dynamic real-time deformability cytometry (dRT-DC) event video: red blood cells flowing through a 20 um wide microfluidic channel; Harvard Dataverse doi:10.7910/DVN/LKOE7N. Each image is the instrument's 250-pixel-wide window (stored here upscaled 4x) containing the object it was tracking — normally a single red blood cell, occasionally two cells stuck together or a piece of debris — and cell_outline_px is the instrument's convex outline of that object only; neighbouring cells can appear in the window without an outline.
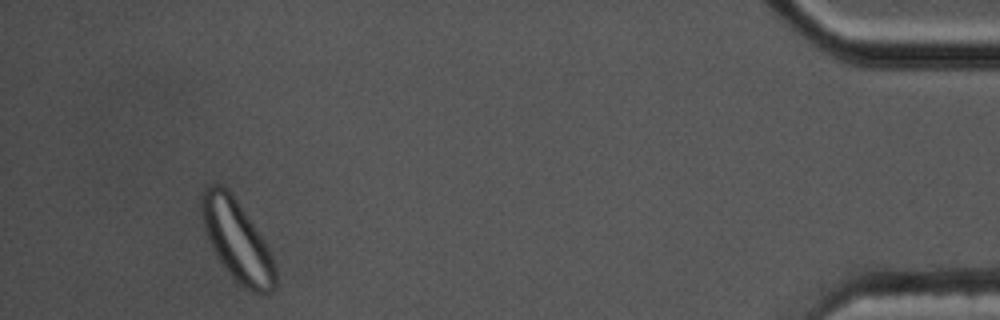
{"species": "common noctule bat (a hibernating species)", "species_latin": "Nyctalus noctula", "temperature_condition": "cold", "stored_images_in_passage": 47, "segment_of_instrument_passage": [2, 2], "camera_frame_rate_fps": 3000, "um_per_image_px": 0.085, "animal": {"sex": "male", "body_mass_g": 17.5, "forearm_length_mm": 52.3}, "frame": {"image": 1, "passage_image": 43, "time_ms": 14.0, "image_size_px": [1000, 320], "cell_outline_px": [[276, 284], [272, 292], [268, 296], [264, 296], [252, 292], [244, 288], [224, 268], [216, 256], [212, 248], [204, 228], [200, 204], [200, 200], [204, 188], [208, 184], [220, 184], [228, 188], [264, 240], [268, 248], [276, 268]], "centroid_in_image_um": [20.15, 20.48], "position_along_channel_um": 415.1, "area_um2": 34.91}}